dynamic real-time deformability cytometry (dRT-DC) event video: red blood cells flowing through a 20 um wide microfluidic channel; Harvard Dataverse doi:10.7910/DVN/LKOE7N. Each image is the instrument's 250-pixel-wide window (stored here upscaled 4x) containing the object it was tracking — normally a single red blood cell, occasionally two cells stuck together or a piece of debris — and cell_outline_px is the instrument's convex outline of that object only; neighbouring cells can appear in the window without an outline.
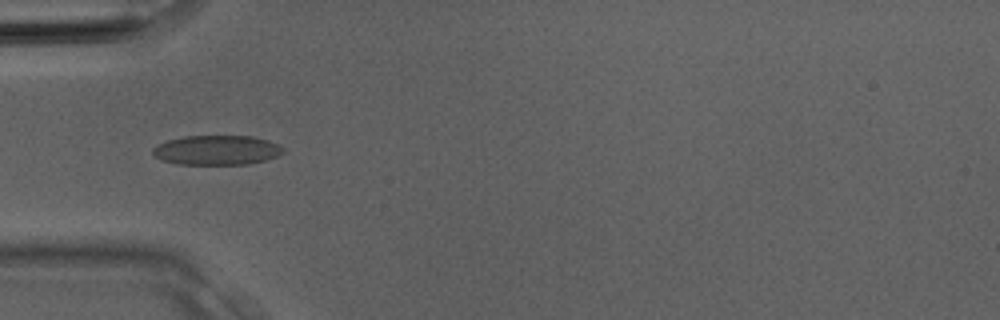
{"species": "Egyptian fruit bat (a non-hibernating species)", "species_latin": "Rousettus aegyptiacus", "temperature_condition": "room temperature", "stored_images_in_passage": 2, "camera_frame_rate_fps": 3000, "um_per_image_px": 0.085, "animal": {"sex": "male"}, "frame": {"image": 1, "passage_image": 2, "time_ms": 0.333, "image_size_px": [1000, 320], "cell_outline_px": [[284, 152], [268, 160], [248, 164], [176, 164], [160, 160], [152, 152], [152, 148], [168, 140], [184, 136], [252, 136], [268, 140], [284, 148]], "centroid_in_image_um": [18.43, 12.76], "position_along_channel_um": 66.6, "area_um2": 22.48}}